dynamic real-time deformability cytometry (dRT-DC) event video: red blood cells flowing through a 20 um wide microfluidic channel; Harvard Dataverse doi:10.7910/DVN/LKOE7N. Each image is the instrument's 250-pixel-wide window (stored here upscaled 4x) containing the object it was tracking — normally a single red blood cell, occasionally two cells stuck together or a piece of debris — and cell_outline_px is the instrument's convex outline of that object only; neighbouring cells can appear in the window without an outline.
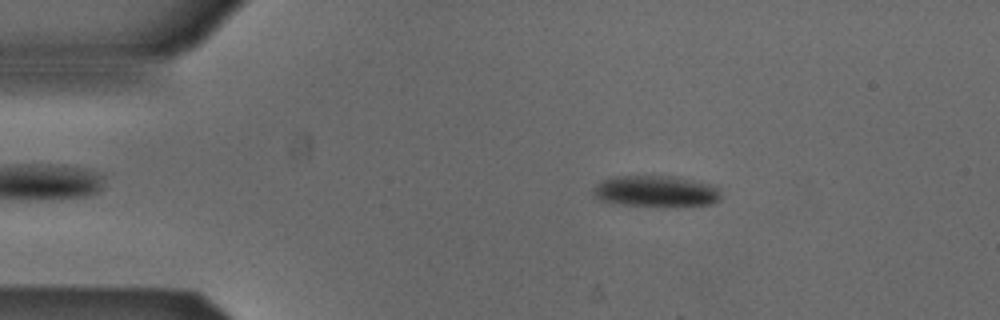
{"species": "Egyptian fruit bat (a non-hibernating species)", "species_latin": "Rousettus aegyptiacus", "temperature_condition": "cold", "stored_images_in_passage": 45, "camera_frame_rate_fps": 3000, "um_per_image_px": 0.085, "animal": {"sex": "male"}, "frame": {"image": 1, "passage_image": 9, "time_ms": 2.667, "image_size_px": [1000, 320], "cell_outline_px": [[720, 200], [712, 204], [676, 208], [664, 208], [612, 204], [600, 200], [592, 192], [596, 184], [600, 180], [616, 176], [680, 176], [712, 184], [720, 188]], "centroid_in_image_um": [55.8, 16.29], "position_along_channel_um": 29.2, "area_um2": 24.51}}
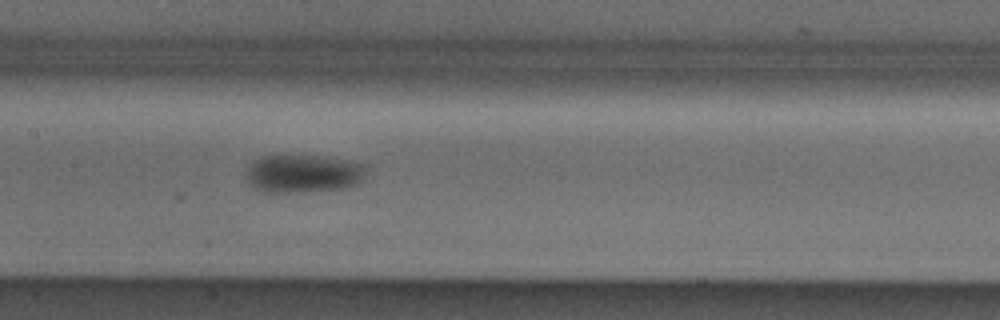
{"frame": {"image": 2, "passage_image": 25, "time_ms": 8.0, "image_size_px": [1000, 320], "cell_outline_px": [[368, 168], [364, 180], [360, 184], [340, 188], [304, 192], [264, 192], [256, 188], [244, 180], [244, 176], [248, 164], [252, 160], [264, 156], [328, 156], [356, 160], [364, 164]], "centroid_in_image_um": [25.81, 14.74], "position_along_channel_um": 181.6, "area_um2": 27.46}}
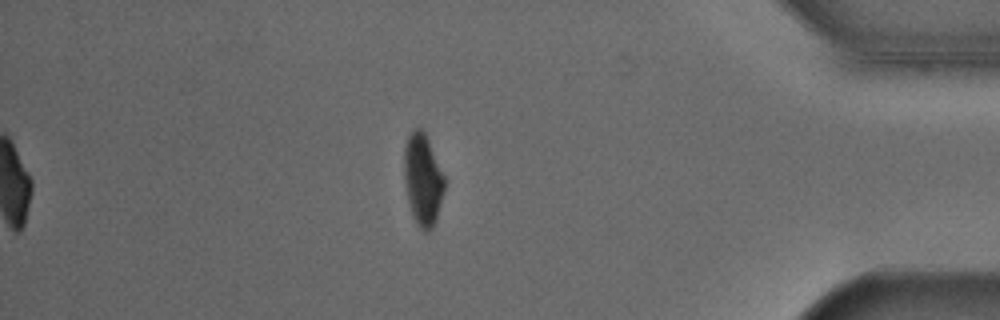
{"frame": {"image": 3, "passage_image": 45, "time_ms": 14.667, "image_size_px": [1000, 320], "cell_outline_px": [[444, 192], [436, 220], [432, 228], [428, 232], [424, 232], [416, 224], [408, 200], [404, 180], [404, 148], [408, 136], [412, 128], [420, 128], [424, 132], [428, 140], [444, 176]], "centroid_in_image_um": [35.93, 15.27], "position_along_channel_um": 399.3, "area_um2": 21.39}, "authors_computed_cell_mechanics": {"area_um2": 25.2586, "velocity_mm_per_s": 3.8562, "shape_relaxation_time_tau1_ms": 3.659, "shape_relaxation_time_tau2_ms": 4.572, "deformation_change_tau1": 0.1027, "deformation_change_tau2": 0.06}}